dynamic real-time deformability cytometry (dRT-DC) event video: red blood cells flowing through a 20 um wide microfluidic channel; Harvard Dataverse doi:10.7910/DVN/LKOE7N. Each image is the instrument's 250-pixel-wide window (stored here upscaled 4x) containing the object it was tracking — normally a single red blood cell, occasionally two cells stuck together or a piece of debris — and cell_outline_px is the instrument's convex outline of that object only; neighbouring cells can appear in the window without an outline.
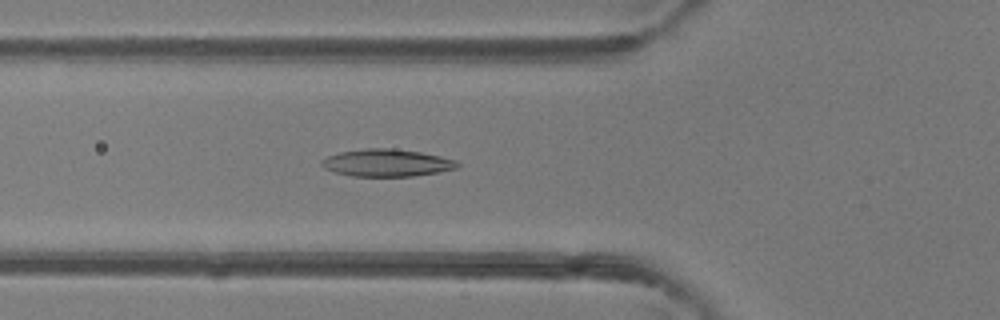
{"species": "common noctule bat (a hibernating species)", "species_latin": "Nyctalus noctula", "temperature_condition": "room temperature", "stored_images_in_passage": 49, "camera_frame_rate_fps": 3000, "um_per_image_px": 0.085, "animal": {"sex": "female"}, "frame": {"image": 1, "passage_image": 18, "time_ms": 5.667, "image_size_px": [1000, 320], "cell_outline_px": [[460, 164], [456, 168], [436, 172], [412, 176], [352, 176], [336, 172], [324, 168], [320, 164], [320, 160], [328, 156], [340, 152], [364, 148], [392, 148], [420, 152], [440, 156], [456, 160]], "centroid_in_image_um": [32.85, 13.83], "position_along_channel_um": 93.0, "area_um2": 21.5}}
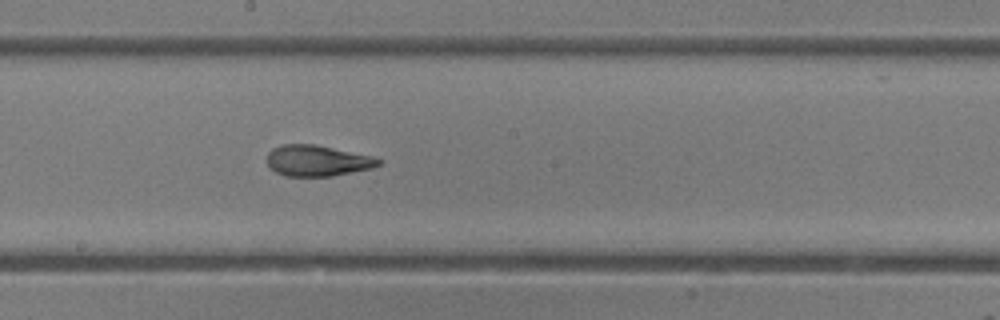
{"frame": {"image": 2, "passage_image": 27, "time_ms": 8.667, "image_size_px": [1000, 320], "cell_outline_px": [[384, 160], [380, 164], [372, 168], [332, 176], [284, 176], [268, 168], [268, 152], [272, 148], [284, 144], [316, 144], [372, 156]], "centroid_in_image_um": [26.97, 13.66], "position_along_channel_um": 221.2, "area_um2": 20.23}}
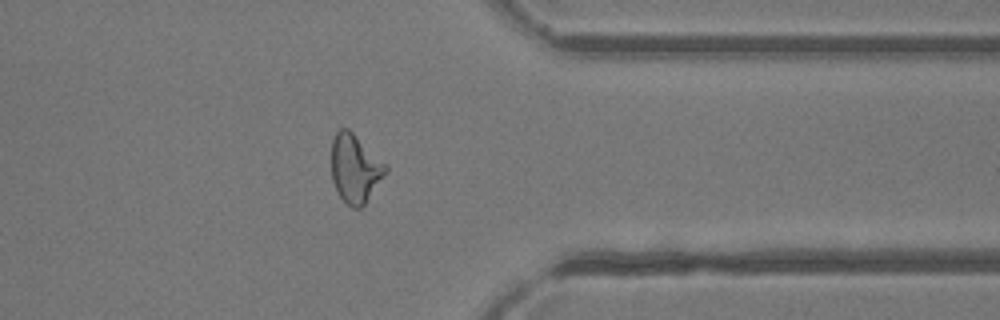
{"frame": {"image": 3, "passage_image": 39, "time_ms": 12.667, "image_size_px": [1000, 320], "cell_outline_px": [[388, 172], [364, 204], [360, 208], [352, 208], [340, 196], [332, 180], [332, 140], [336, 132], [340, 128], [348, 128], [388, 168]], "centroid_in_image_um": [30.17, 14.33], "position_along_channel_um": 381.2, "area_um2": 21.1}, "authors_computed_cell_mechanics": {"area_um2": 21.4438, "velocity_mm_per_s": 4.254, "shape_relaxation_time_tau1_ms": null, "shape_relaxation_time_tau2_ms": 1.7958, "deformation_change_tau1": null, "deformation_change_tau2": 0.0964}}